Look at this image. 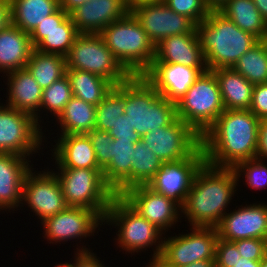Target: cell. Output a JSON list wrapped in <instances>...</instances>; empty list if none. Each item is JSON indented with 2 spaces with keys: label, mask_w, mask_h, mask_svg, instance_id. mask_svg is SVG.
I'll use <instances>...</instances> for the list:
<instances>
[{
  "label": "cell",
  "mask_w": 267,
  "mask_h": 267,
  "mask_svg": "<svg viewBox=\"0 0 267 267\" xmlns=\"http://www.w3.org/2000/svg\"><path fill=\"white\" fill-rule=\"evenodd\" d=\"M260 121L250 110H224L201 136L205 162L234 168L241 161L256 158Z\"/></svg>",
  "instance_id": "cell-1"
},
{
  "label": "cell",
  "mask_w": 267,
  "mask_h": 267,
  "mask_svg": "<svg viewBox=\"0 0 267 267\" xmlns=\"http://www.w3.org/2000/svg\"><path fill=\"white\" fill-rule=\"evenodd\" d=\"M238 182L234 168L204 162L193 178L181 215L192 227H216L227 213Z\"/></svg>",
  "instance_id": "cell-2"
},
{
  "label": "cell",
  "mask_w": 267,
  "mask_h": 267,
  "mask_svg": "<svg viewBox=\"0 0 267 267\" xmlns=\"http://www.w3.org/2000/svg\"><path fill=\"white\" fill-rule=\"evenodd\" d=\"M207 69L232 68L259 40L240 29L219 11L196 25Z\"/></svg>",
  "instance_id": "cell-3"
},
{
  "label": "cell",
  "mask_w": 267,
  "mask_h": 267,
  "mask_svg": "<svg viewBox=\"0 0 267 267\" xmlns=\"http://www.w3.org/2000/svg\"><path fill=\"white\" fill-rule=\"evenodd\" d=\"M117 86L124 92V114L141 137L177 119L176 104L160 95L143 75L131 76Z\"/></svg>",
  "instance_id": "cell-4"
},
{
  "label": "cell",
  "mask_w": 267,
  "mask_h": 267,
  "mask_svg": "<svg viewBox=\"0 0 267 267\" xmlns=\"http://www.w3.org/2000/svg\"><path fill=\"white\" fill-rule=\"evenodd\" d=\"M100 36L120 64L132 75H143L152 65L155 46L129 11L105 27Z\"/></svg>",
  "instance_id": "cell-5"
},
{
  "label": "cell",
  "mask_w": 267,
  "mask_h": 267,
  "mask_svg": "<svg viewBox=\"0 0 267 267\" xmlns=\"http://www.w3.org/2000/svg\"><path fill=\"white\" fill-rule=\"evenodd\" d=\"M109 223V224H108ZM117 227V245L125 253L141 252L143 249L155 246L153 256L160 255L162 251L164 234L146 218L141 217L120 195H115L107 209L104 225ZM158 240V241H157ZM158 243V244H157Z\"/></svg>",
  "instance_id": "cell-6"
},
{
  "label": "cell",
  "mask_w": 267,
  "mask_h": 267,
  "mask_svg": "<svg viewBox=\"0 0 267 267\" xmlns=\"http://www.w3.org/2000/svg\"><path fill=\"white\" fill-rule=\"evenodd\" d=\"M224 110L218 81L210 70L202 73L176 103L177 118L189 125L200 137Z\"/></svg>",
  "instance_id": "cell-7"
},
{
  "label": "cell",
  "mask_w": 267,
  "mask_h": 267,
  "mask_svg": "<svg viewBox=\"0 0 267 267\" xmlns=\"http://www.w3.org/2000/svg\"><path fill=\"white\" fill-rule=\"evenodd\" d=\"M57 169L58 172H53L59 179L67 205L88 208L104 220L115 194L104 182L102 169Z\"/></svg>",
  "instance_id": "cell-8"
},
{
  "label": "cell",
  "mask_w": 267,
  "mask_h": 267,
  "mask_svg": "<svg viewBox=\"0 0 267 267\" xmlns=\"http://www.w3.org/2000/svg\"><path fill=\"white\" fill-rule=\"evenodd\" d=\"M66 69H78L109 80L114 86L132 75L120 64L100 34H79L68 55Z\"/></svg>",
  "instance_id": "cell-9"
},
{
  "label": "cell",
  "mask_w": 267,
  "mask_h": 267,
  "mask_svg": "<svg viewBox=\"0 0 267 267\" xmlns=\"http://www.w3.org/2000/svg\"><path fill=\"white\" fill-rule=\"evenodd\" d=\"M42 127L35 118L20 110L0 104V153L17 154L30 158L41 148Z\"/></svg>",
  "instance_id": "cell-10"
},
{
  "label": "cell",
  "mask_w": 267,
  "mask_h": 267,
  "mask_svg": "<svg viewBox=\"0 0 267 267\" xmlns=\"http://www.w3.org/2000/svg\"><path fill=\"white\" fill-rule=\"evenodd\" d=\"M163 239L161 255L173 267H184L196 261L215 259L218 239L215 227H191L188 234Z\"/></svg>",
  "instance_id": "cell-11"
},
{
  "label": "cell",
  "mask_w": 267,
  "mask_h": 267,
  "mask_svg": "<svg viewBox=\"0 0 267 267\" xmlns=\"http://www.w3.org/2000/svg\"><path fill=\"white\" fill-rule=\"evenodd\" d=\"M141 141L163 163L187 159L201 146V137L180 118L166 127L157 128L143 135Z\"/></svg>",
  "instance_id": "cell-12"
},
{
  "label": "cell",
  "mask_w": 267,
  "mask_h": 267,
  "mask_svg": "<svg viewBox=\"0 0 267 267\" xmlns=\"http://www.w3.org/2000/svg\"><path fill=\"white\" fill-rule=\"evenodd\" d=\"M150 41L156 46L168 36L192 33L196 24L170 9L163 1L140 2L130 6Z\"/></svg>",
  "instance_id": "cell-13"
},
{
  "label": "cell",
  "mask_w": 267,
  "mask_h": 267,
  "mask_svg": "<svg viewBox=\"0 0 267 267\" xmlns=\"http://www.w3.org/2000/svg\"><path fill=\"white\" fill-rule=\"evenodd\" d=\"M33 169L24 178L22 204L28 205L43 222L46 218L65 210L68 205L59 179L53 170L47 169V172L45 170L42 173L41 171L36 173Z\"/></svg>",
  "instance_id": "cell-14"
},
{
  "label": "cell",
  "mask_w": 267,
  "mask_h": 267,
  "mask_svg": "<svg viewBox=\"0 0 267 267\" xmlns=\"http://www.w3.org/2000/svg\"><path fill=\"white\" fill-rule=\"evenodd\" d=\"M120 196L141 217L146 218L164 234L179 222V217H183L180 216L181 206L178 203L164 194L155 192L148 185H137L128 188Z\"/></svg>",
  "instance_id": "cell-15"
},
{
  "label": "cell",
  "mask_w": 267,
  "mask_h": 267,
  "mask_svg": "<svg viewBox=\"0 0 267 267\" xmlns=\"http://www.w3.org/2000/svg\"><path fill=\"white\" fill-rule=\"evenodd\" d=\"M204 162V152L200 146L187 159L164 163L148 186L182 206L192 186L193 178Z\"/></svg>",
  "instance_id": "cell-16"
},
{
  "label": "cell",
  "mask_w": 267,
  "mask_h": 267,
  "mask_svg": "<svg viewBox=\"0 0 267 267\" xmlns=\"http://www.w3.org/2000/svg\"><path fill=\"white\" fill-rule=\"evenodd\" d=\"M104 220L88 208L68 206L43 222L44 238L51 243H60L94 236L96 229L104 225Z\"/></svg>",
  "instance_id": "cell-17"
},
{
  "label": "cell",
  "mask_w": 267,
  "mask_h": 267,
  "mask_svg": "<svg viewBox=\"0 0 267 267\" xmlns=\"http://www.w3.org/2000/svg\"><path fill=\"white\" fill-rule=\"evenodd\" d=\"M79 32L67 12L59 8L29 34L34 49L66 57Z\"/></svg>",
  "instance_id": "cell-18"
},
{
  "label": "cell",
  "mask_w": 267,
  "mask_h": 267,
  "mask_svg": "<svg viewBox=\"0 0 267 267\" xmlns=\"http://www.w3.org/2000/svg\"><path fill=\"white\" fill-rule=\"evenodd\" d=\"M207 68L187 67L179 63L153 62L143 77L170 102L177 103Z\"/></svg>",
  "instance_id": "cell-19"
},
{
  "label": "cell",
  "mask_w": 267,
  "mask_h": 267,
  "mask_svg": "<svg viewBox=\"0 0 267 267\" xmlns=\"http://www.w3.org/2000/svg\"><path fill=\"white\" fill-rule=\"evenodd\" d=\"M218 238L234 242L240 239H267V204L254 203L226 213L215 227Z\"/></svg>",
  "instance_id": "cell-20"
},
{
  "label": "cell",
  "mask_w": 267,
  "mask_h": 267,
  "mask_svg": "<svg viewBox=\"0 0 267 267\" xmlns=\"http://www.w3.org/2000/svg\"><path fill=\"white\" fill-rule=\"evenodd\" d=\"M130 11L126 0H88L69 16L79 34H100L109 24Z\"/></svg>",
  "instance_id": "cell-21"
},
{
  "label": "cell",
  "mask_w": 267,
  "mask_h": 267,
  "mask_svg": "<svg viewBox=\"0 0 267 267\" xmlns=\"http://www.w3.org/2000/svg\"><path fill=\"white\" fill-rule=\"evenodd\" d=\"M29 162V158L17 154L0 153V211L23 207L24 178L33 167Z\"/></svg>",
  "instance_id": "cell-22"
},
{
  "label": "cell",
  "mask_w": 267,
  "mask_h": 267,
  "mask_svg": "<svg viewBox=\"0 0 267 267\" xmlns=\"http://www.w3.org/2000/svg\"><path fill=\"white\" fill-rule=\"evenodd\" d=\"M153 62L179 63L207 68L197 29L192 33L168 36L155 46Z\"/></svg>",
  "instance_id": "cell-23"
},
{
  "label": "cell",
  "mask_w": 267,
  "mask_h": 267,
  "mask_svg": "<svg viewBox=\"0 0 267 267\" xmlns=\"http://www.w3.org/2000/svg\"><path fill=\"white\" fill-rule=\"evenodd\" d=\"M6 76L7 83L5 84L9 88L6 105L31 114L40 125V104L43 89L26 68L7 73Z\"/></svg>",
  "instance_id": "cell-24"
},
{
  "label": "cell",
  "mask_w": 267,
  "mask_h": 267,
  "mask_svg": "<svg viewBox=\"0 0 267 267\" xmlns=\"http://www.w3.org/2000/svg\"><path fill=\"white\" fill-rule=\"evenodd\" d=\"M51 149L56 168L101 169L87 134L60 135Z\"/></svg>",
  "instance_id": "cell-25"
},
{
  "label": "cell",
  "mask_w": 267,
  "mask_h": 267,
  "mask_svg": "<svg viewBox=\"0 0 267 267\" xmlns=\"http://www.w3.org/2000/svg\"><path fill=\"white\" fill-rule=\"evenodd\" d=\"M33 49L29 34L8 24L0 30V72L7 74L25 68Z\"/></svg>",
  "instance_id": "cell-26"
},
{
  "label": "cell",
  "mask_w": 267,
  "mask_h": 267,
  "mask_svg": "<svg viewBox=\"0 0 267 267\" xmlns=\"http://www.w3.org/2000/svg\"><path fill=\"white\" fill-rule=\"evenodd\" d=\"M135 144L130 140L111 141V162L102 170L106 185L115 195L131 188V163Z\"/></svg>",
  "instance_id": "cell-27"
},
{
  "label": "cell",
  "mask_w": 267,
  "mask_h": 267,
  "mask_svg": "<svg viewBox=\"0 0 267 267\" xmlns=\"http://www.w3.org/2000/svg\"><path fill=\"white\" fill-rule=\"evenodd\" d=\"M225 110H249L254 85L233 68L214 69Z\"/></svg>",
  "instance_id": "cell-28"
},
{
  "label": "cell",
  "mask_w": 267,
  "mask_h": 267,
  "mask_svg": "<svg viewBox=\"0 0 267 267\" xmlns=\"http://www.w3.org/2000/svg\"><path fill=\"white\" fill-rule=\"evenodd\" d=\"M59 8V0H10V23L30 34Z\"/></svg>",
  "instance_id": "cell-29"
},
{
  "label": "cell",
  "mask_w": 267,
  "mask_h": 267,
  "mask_svg": "<svg viewBox=\"0 0 267 267\" xmlns=\"http://www.w3.org/2000/svg\"><path fill=\"white\" fill-rule=\"evenodd\" d=\"M218 11L258 40L267 39V23L253 0H228Z\"/></svg>",
  "instance_id": "cell-30"
},
{
  "label": "cell",
  "mask_w": 267,
  "mask_h": 267,
  "mask_svg": "<svg viewBox=\"0 0 267 267\" xmlns=\"http://www.w3.org/2000/svg\"><path fill=\"white\" fill-rule=\"evenodd\" d=\"M56 119L60 135L87 134L95 129L96 106L73 96Z\"/></svg>",
  "instance_id": "cell-31"
},
{
  "label": "cell",
  "mask_w": 267,
  "mask_h": 267,
  "mask_svg": "<svg viewBox=\"0 0 267 267\" xmlns=\"http://www.w3.org/2000/svg\"><path fill=\"white\" fill-rule=\"evenodd\" d=\"M74 97L92 105H98L111 91L114 85L98 75L78 69H66Z\"/></svg>",
  "instance_id": "cell-32"
},
{
  "label": "cell",
  "mask_w": 267,
  "mask_h": 267,
  "mask_svg": "<svg viewBox=\"0 0 267 267\" xmlns=\"http://www.w3.org/2000/svg\"><path fill=\"white\" fill-rule=\"evenodd\" d=\"M25 68L31 73L39 86L45 89L65 75L66 57L33 49Z\"/></svg>",
  "instance_id": "cell-33"
},
{
  "label": "cell",
  "mask_w": 267,
  "mask_h": 267,
  "mask_svg": "<svg viewBox=\"0 0 267 267\" xmlns=\"http://www.w3.org/2000/svg\"><path fill=\"white\" fill-rule=\"evenodd\" d=\"M232 68L253 85L267 83V39L259 40Z\"/></svg>",
  "instance_id": "cell-34"
},
{
  "label": "cell",
  "mask_w": 267,
  "mask_h": 267,
  "mask_svg": "<svg viewBox=\"0 0 267 267\" xmlns=\"http://www.w3.org/2000/svg\"><path fill=\"white\" fill-rule=\"evenodd\" d=\"M163 165L162 160L145 143H135L131 163V187L148 185Z\"/></svg>",
  "instance_id": "cell-35"
},
{
  "label": "cell",
  "mask_w": 267,
  "mask_h": 267,
  "mask_svg": "<svg viewBox=\"0 0 267 267\" xmlns=\"http://www.w3.org/2000/svg\"><path fill=\"white\" fill-rule=\"evenodd\" d=\"M124 112V92L116 85L96 105L95 129L105 132L110 131Z\"/></svg>",
  "instance_id": "cell-36"
},
{
  "label": "cell",
  "mask_w": 267,
  "mask_h": 267,
  "mask_svg": "<svg viewBox=\"0 0 267 267\" xmlns=\"http://www.w3.org/2000/svg\"><path fill=\"white\" fill-rule=\"evenodd\" d=\"M72 97L71 86L65 74L48 88L43 89L40 109L50 111V114L57 118Z\"/></svg>",
  "instance_id": "cell-37"
},
{
  "label": "cell",
  "mask_w": 267,
  "mask_h": 267,
  "mask_svg": "<svg viewBox=\"0 0 267 267\" xmlns=\"http://www.w3.org/2000/svg\"><path fill=\"white\" fill-rule=\"evenodd\" d=\"M234 170L238 179L244 175L246 185L250 188L260 190L267 187V165L261 159L241 161L234 167Z\"/></svg>",
  "instance_id": "cell-38"
},
{
  "label": "cell",
  "mask_w": 267,
  "mask_h": 267,
  "mask_svg": "<svg viewBox=\"0 0 267 267\" xmlns=\"http://www.w3.org/2000/svg\"><path fill=\"white\" fill-rule=\"evenodd\" d=\"M170 9L191 19L196 25L210 13L204 0H164Z\"/></svg>",
  "instance_id": "cell-39"
},
{
  "label": "cell",
  "mask_w": 267,
  "mask_h": 267,
  "mask_svg": "<svg viewBox=\"0 0 267 267\" xmlns=\"http://www.w3.org/2000/svg\"><path fill=\"white\" fill-rule=\"evenodd\" d=\"M94 148L98 166L103 170L111 162V141L108 132L93 129L87 133Z\"/></svg>",
  "instance_id": "cell-40"
},
{
  "label": "cell",
  "mask_w": 267,
  "mask_h": 267,
  "mask_svg": "<svg viewBox=\"0 0 267 267\" xmlns=\"http://www.w3.org/2000/svg\"><path fill=\"white\" fill-rule=\"evenodd\" d=\"M242 258L261 261L267 254V239L249 238L234 241Z\"/></svg>",
  "instance_id": "cell-41"
},
{
  "label": "cell",
  "mask_w": 267,
  "mask_h": 267,
  "mask_svg": "<svg viewBox=\"0 0 267 267\" xmlns=\"http://www.w3.org/2000/svg\"><path fill=\"white\" fill-rule=\"evenodd\" d=\"M241 258L236 244L218 238L216 242L215 266H232Z\"/></svg>",
  "instance_id": "cell-42"
},
{
  "label": "cell",
  "mask_w": 267,
  "mask_h": 267,
  "mask_svg": "<svg viewBox=\"0 0 267 267\" xmlns=\"http://www.w3.org/2000/svg\"><path fill=\"white\" fill-rule=\"evenodd\" d=\"M109 135L113 139H124L130 140L134 144L141 141V136L135 132V129L132 128L131 123L128 119V116L123 114L120 118L117 119L114 126L110 131Z\"/></svg>",
  "instance_id": "cell-43"
},
{
  "label": "cell",
  "mask_w": 267,
  "mask_h": 267,
  "mask_svg": "<svg viewBox=\"0 0 267 267\" xmlns=\"http://www.w3.org/2000/svg\"><path fill=\"white\" fill-rule=\"evenodd\" d=\"M249 110L260 120L267 118V83L254 85Z\"/></svg>",
  "instance_id": "cell-44"
},
{
  "label": "cell",
  "mask_w": 267,
  "mask_h": 267,
  "mask_svg": "<svg viewBox=\"0 0 267 267\" xmlns=\"http://www.w3.org/2000/svg\"><path fill=\"white\" fill-rule=\"evenodd\" d=\"M76 249L75 263L66 262L69 267H105L90 248L82 246L81 249Z\"/></svg>",
  "instance_id": "cell-45"
},
{
  "label": "cell",
  "mask_w": 267,
  "mask_h": 267,
  "mask_svg": "<svg viewBox=\"0 0 267 267\" xmlns=\"http://www.w3.org/2000/svg\"><path fill=\"white\" fill-rule=\"evenodd\" d=\"M256 158L261 160L267 159V118L261 119L259 124V138Z\"/></svg>",
  "instance_id": "cell-46"
},
{
  "label": "cell",
  "mask_w": 267,
  "mask_h": 267,
  "mask_svg": "<svg viewBox=\"0 0 267 267\" xmlns=\"http://www.w3.org/2000/svg\"><path fill=\"white\" fill-rule=\"evenodd\" d=\"M10 24V0H0V30Z\"/></svg>",
  "instance_id": "cell-47"
},
{
  "label": "cell",
  "mask_w": 267,
  "mask_h": 267,
  "mask_svg": "<svg viewBox=\"0 0 267 267\" xmlns=\"http://www.w3.org/2000/svg\"><path fill=\"white\" fill-rule=\"evenodd\" d=\"M88 0H59V7L70 14L73 10L86 3Z\"/></svg>",
  "instance_id": "cell-48"
},
{
  "label": "cell",
  "mask_w": 267,
  "mask_h": 267,
  "mask_svg": "<svg viewBox=\"0 0 267 267\" xmlns=\"http://www.w3.org/2000/svg\"><path fill=\"white\" fill-rule=\"evenodd\" d=\"M149 261L151 262H148L149 265H146V267H173L162 257L161 254L152 256Z\"/></svg>",
  "instance_id": "cell-49"
},
{
  "label": "cell",
  "mask_w": 267,
  "mask_h": 267,
  "mask_svg": "<svg viewBox=\"0 0 267 267\" xmlns=\"http://www.w3.org/2000/svg\"><path fill=\"white\" fill-rule=\"evenodd\" d=\"M210 11H218L228 0H204Z\"/></svg>",
  "instance_id": "cell-50"
},
{
  "label": "cell",
  "mask_w": 267,
  "mask_h": 267,
  "mask_svg": "<svg viewBox=\"0 0 267 267\" xmlns=\"http://www.w3.org/2000/svg\"><path fill=\"white\" fill-rule=\"evenodd\" d=\"M263 19L267 23V0H253Z\"/></svg>",
  "instance_id": "cell-51"
},
{
  "label": "cell",
  "mask_w": 267,
  "mask_h": 267,
  "mask_svg": "<svg viewBox=\"0 0 267 267\" xmlns=\"http://www.w3.org/2000/svg\"><path fill=\"white\" fill-rule=\"evenodd\" d=\"M235 267H260V261L248 260L246 258H240Z\"/></svg>",
  "instance_id": "cell-52"
},
{
  "label": "cell",
  "mask_w": 267,
  "mask_h": 267,
  "mask_svg": "<svg viewBox=\"0 0 267 267\" xmlns=\"http://www.w3.org/2000/svg\"><path fill=\"white\" fill-rule=\"evenodd\" d=\"M184 267H215V259L196 261Z\"/></svg>",
  "instance_id": "cell-53"
},
{
  "label": "cell",
  "mask_w": 267,
  "mask_h": 267,
  "mask_svg": "<svg viewBox=\"0 0 267 267\" xmlns=\"http://www.w3.org/2000/svg\"><path fill=\"white\" fill-rule=\"evenodd\" d=\"M126 1L128 3V6L130 7L140 2H153V1H162V0H126Z\"/></svg>",
  "instance_id": "cell-54"
},
{
  "label": "cell",
  "mask_w": 267,
  "mask_h": 267,
  "mask_svg": "<svg viewBox=\"0 0 267 267\" xmlns=\"http://www.w3.org/2000/svg\"><path fill=\"white\" fill-rule=\"evenodd\" d=\"M260 267H267V254L265 257L260 261Z\"/></svg>",
  "instance_id": "cell-55"
},
{
  "label": "cell",
  "mask_w": 267,
  "mask_h": 267,
  "mask_svg": "<svg viewBox=\"0 0 267 267\" xmlns=\"http://www.w3.org/2000/svg\"><path fill=\"white\" fill-rule=\"evenodd\" d=\"M54 267H69L67 264H66V262L65 263H60V264H57L56 266H54Z\"/></svg>",
  "instance_id": "cell-56"
},
{
  "label": "cell",
  "mask_w": 267,
  "mask_h": 267,
  "mask_svg": "<svg viewBox=\"0 0 267 267\" xmlns=\"http://www.w3.org/2000/svg\"><path fill=\"white\" fill-rule=\"evenodd\" d=\"M215 267H235V266L232 265V266H215Z\"/></svg>",
  "instance_id": "cell-57"
}]
</instances>
